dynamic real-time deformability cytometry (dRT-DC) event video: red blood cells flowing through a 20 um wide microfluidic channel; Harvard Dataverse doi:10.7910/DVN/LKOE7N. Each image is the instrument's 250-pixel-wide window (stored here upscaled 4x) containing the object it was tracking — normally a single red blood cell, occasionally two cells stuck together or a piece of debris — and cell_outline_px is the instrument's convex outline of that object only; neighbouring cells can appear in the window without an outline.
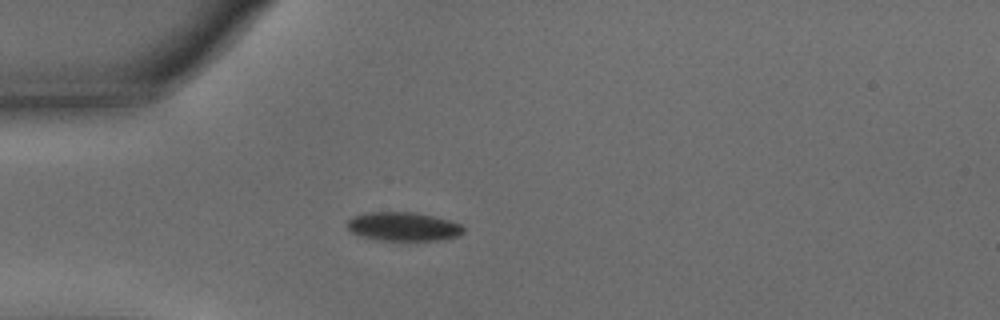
{"species": "common noctule bat (a hibernating species)", "species_latin": "Nyctalus noctula", "temperature_condition": "warm", "stored_images_in_passage": 38, "camera_frame_rate_fps": 3000, "um_per_image_px": 0.085, "animal": {"sex": "male", "body_mass_g": 15.6}, "frame": {"image": 1, "passage_image": 1, "time_ms": 0.0, "image_size_px": [1000, 320], "cell_outline_px": [[464, 232], [456, 236], [440, 240], [376, 240], [360, 236], [352, 232], [344, 224], [352, 216], [368, 212], [412, 212], [432, 216], [448, 220], [460, 224], [464, 228]], "centroid_in_image_um": [34.22, 19.26], "position_along_channel_um": 50.8, "area_um2": 19.48}}
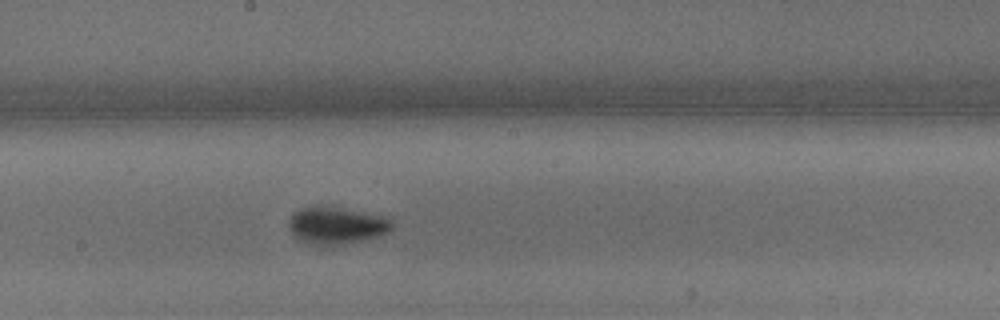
{"frame": {"image": 2, "passage_image": 16, "time_ms": 5.0, "image_size_px": [1000, 320], "cell_outline_px": [[392, 228], [388, 232], [380, 236], [368, 240], [324, 248], [308, 244], [300, 240], [288, 228], [288, 220], [296, 212], [304, 208], [336, 208], [380, 216], [392, 220]], "centroid_in_image_um": [28.6, 19.26], "position_along_channel_um": 219.6, "area_um2": 22.08}}
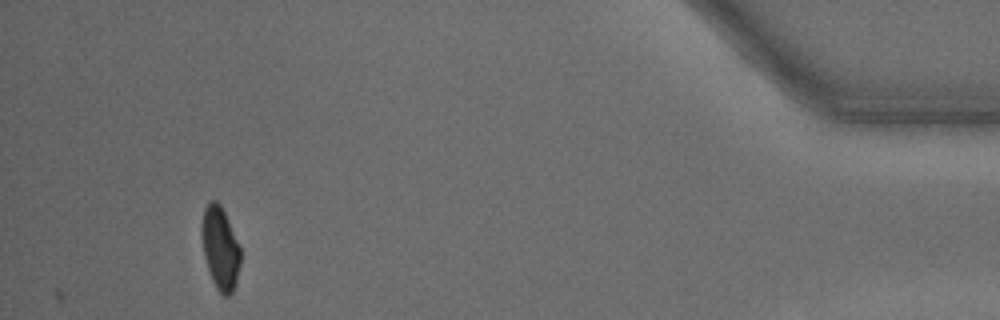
{"frame": {"image": 3, "passage_image": 38, "time_ms": 12.333, "image_size_px": [1000, 320], "cell_outline_px": [[240, 264], [236, 280], [232, 292], [228, 296], [224, 296], [216, 288], [212, 280], [204, 256], [200, 232], [200, 224], [204, 208], [208, 200], [216, 200], [220, 204], [240, 244]], "centroid_in_image_um": [18.69, 21.04], "position_along_channel_um": 416.5, "area_um2": 18.9}, "authors_computed_cell_mechanics": {"area_um2": 20.3167, "velocity_mm_per_s": 3.5923, "shape_relaxation_time_tau1_ms": 3.6877, "shape_relaxation_time_tau2_ms": null, "deformation_change_tau1": 0.1456, "deformation_change_tau2": null}}